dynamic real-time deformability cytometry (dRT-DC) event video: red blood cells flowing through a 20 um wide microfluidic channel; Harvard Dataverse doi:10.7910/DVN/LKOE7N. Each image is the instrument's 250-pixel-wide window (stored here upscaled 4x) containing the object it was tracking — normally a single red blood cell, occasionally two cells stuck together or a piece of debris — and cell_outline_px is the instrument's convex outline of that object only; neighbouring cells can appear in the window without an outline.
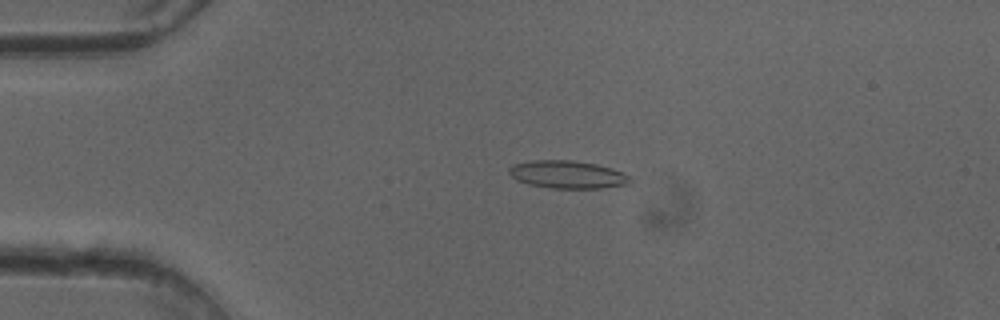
{"species": "common noctule bat (a hibernating species)", "species_latin": "Nyctalus noctula", "temperature_condition": "cold", "stored_images_in_passage": 40, "camera_frame_rate_fps": 3000, "um_per_image_px": 0.085, "animal": {"sex": "female"}, "frame": {"image": 1, "passage_image": 1, "time_ms": 0.0, "image_size_px": [1000, 320], "cell_outline_px": [[632, 180], [628, 184], [600, 188], [552, 188], [528, 184], [516, 180], [508, 172], [508, 168], [512, 164], [528, 160], [572, 160], [596, 164], [612, 168], [632, 176]], "centroid_in_image_um": [48.22, 14.82], "position_along_channel_um": 36.8, "area_um2": 19.77}}
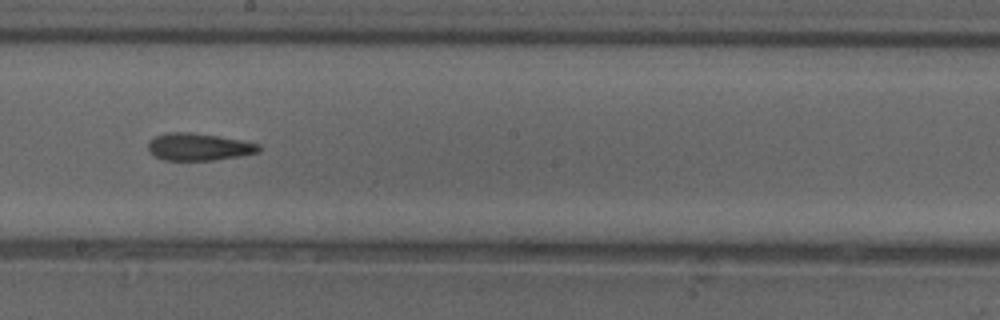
{"frame": {"image": 2, "passage_image": 18, "time_ms": 5.667, "image_size_px": [1000, 320], "cell_outline_px": [[260, 152], [240, 156], [212, 160], [164, 160], [148, 152], [148, 140], [156, 136], [168, 132], [188, 132], [216, 136], [240, 140], [260, 144]], "centroid_in_image_um": [16.87, 12.49], "position_along_channel_um": 231.3, "area_um2": 17.51}}
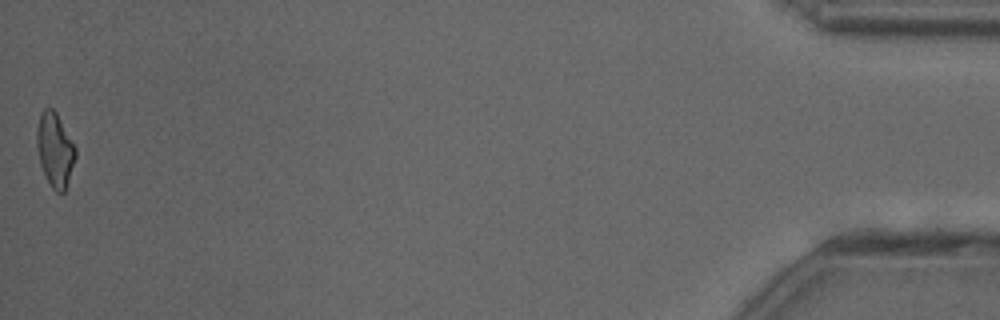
{"frame": {"image": 3, "passage_image": 40, "time_ms": 13.0, "image_size_px": [1000, 320], "cell_outline_px": [[76, 156], [64, 192], [56, 192], [52, 188], [40, 164], [36, 144], [36, 128], [40, 112], [44, 108], [52, 108], [56, 112], [76, 148]], "centroid_in_image_um": [4.65, 12.69], "position_along_channel_um": 430.6, "area_um2": 16.53}, "authors_computed_cell_mechanics": {"area_um2": 17.6868, "velocity_mm_per_s": 4.0874, "shape_relaxation_time_tau1_ms": null, "shape_relaxation_time_tau2_ms": 8.9023, "deformation_change_tau1": null, "deformation_change_tau2": 0.208}}